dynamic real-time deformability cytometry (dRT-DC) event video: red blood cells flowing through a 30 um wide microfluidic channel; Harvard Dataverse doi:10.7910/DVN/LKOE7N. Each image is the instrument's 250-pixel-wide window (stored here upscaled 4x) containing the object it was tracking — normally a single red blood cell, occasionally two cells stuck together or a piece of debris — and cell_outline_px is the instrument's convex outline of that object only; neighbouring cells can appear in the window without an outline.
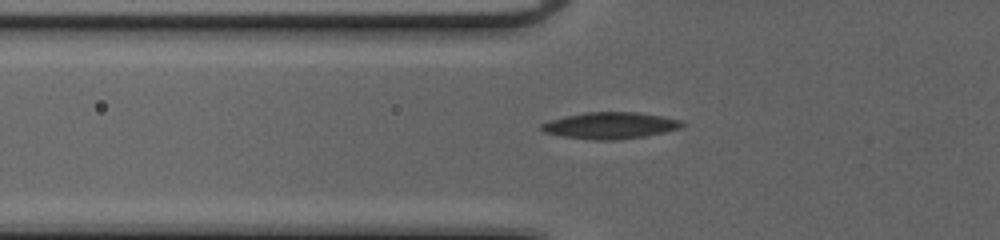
{"species": "common noctule bat (a hibernating species)", "species_latin": "Nyctalus noctula", "temperature_condition": "cold", "stored_images_in_passage": 46, "camera_frame_rate_fps": 3000, "um_per_image_px": 0.085, "animal": {"sex": "female", "body_mass_g": 20.0, "forearm_length_mm": 54.0}, "frame": {"image": 1, "passage_image": 15, "time_ms": 4.667, "image_size_px": [1000, 240], "cell_outline_px": [[684, 124], [680, 128], [664, 132], [644, 136], [616, 140], [592, 140], [564, 136], [544, 132], [540, 128], [540, 124], [548, 120], [564, 116], [584, 112], [636, 112], [660, 116], [680, 120]], "centroid_in_image_um": [51.82, 10.66], "position_along_channel_um": 74.0, "area_um2": 21.68}}
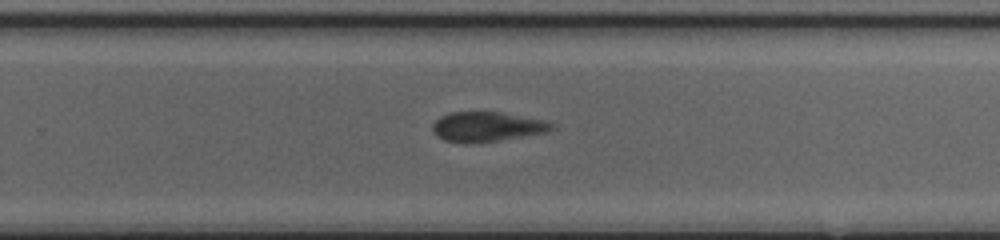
{"frame": {"image": 2, "passage_image": 31, "time_ms": 10.0, "image_size_px": [1000, 240], "cell_outline_px": [[556, 128], [548, 132], [500, 140], [472, 144], [464, 144], [444, 140], [436, 136], [432, 128], [432, 124], [440, 116], [448, 112], [500, 112], [548, 120], [556, 124]], "centroid_in_image_um": [41.42, 10.78], "position_along_channel_um": 288.4, "area_um2": 21.15}}
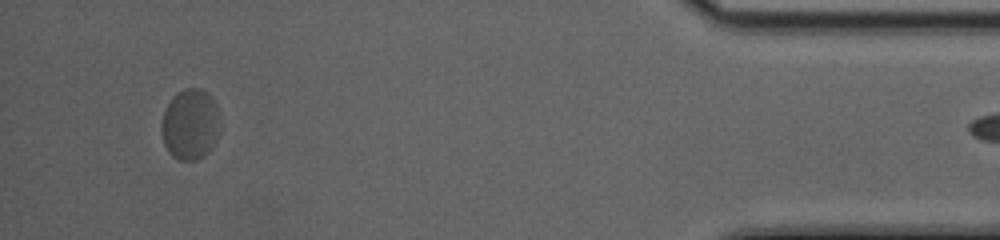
{"frame": {"image": 3, "passage_image": 45, "time_ms": 14.667, "image_size_px": [1000, 240], "cell_outline_px": [[216, 136], [208, 152], [196, 160], [180, 160], [172, 156], [168, 152], [164, 144], [160, 128], [164, 112], [172, 96], [184, 88], [200, 88], [208, 92], [216, 104]], "centroid_in_image_um": [16.1, 10.55], "position_along_channel_um": 419.1, "area_um2": 23.64}}